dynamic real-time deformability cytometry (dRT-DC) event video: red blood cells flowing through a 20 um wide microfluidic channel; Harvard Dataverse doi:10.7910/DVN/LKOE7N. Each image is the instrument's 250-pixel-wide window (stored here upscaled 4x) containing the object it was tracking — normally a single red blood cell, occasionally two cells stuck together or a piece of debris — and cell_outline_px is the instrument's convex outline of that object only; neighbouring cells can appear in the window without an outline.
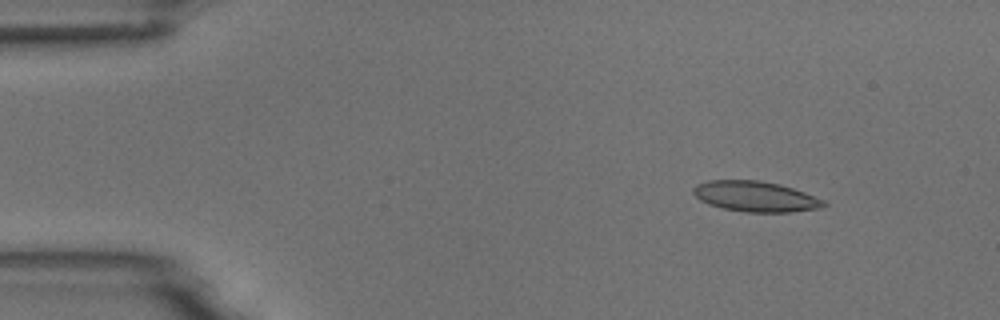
{"species": "common noctule bat (a hibernating species)", "species_latin": "Nyctalus noctula", "temperature_condition": "room temperature", "stored_images_in_passage": 8, "camera_frame_rate_fps": 3000, "um_per_image_px": 0.085, "animal": {"sex": "male", "body_mass_g": 18.8}, "frame": {"image": 1, "passage_image": 2, "time_ms": 1.0, "image_size_px": [1000, 320], "cell_outline_px": [[828, 204], [820, 208], [792, 212], [744, 212], [724, 208], [708, 204], [700, 200], [692, 192], [692, 188], [696, 184], [708, 180], [760, 180], [780, 184], [804, 192], [824, 200]], "centroid_in_image_um": [64.2, 16.69], "position_along_channel_um": 20.8, "area_um2": 23.24}}
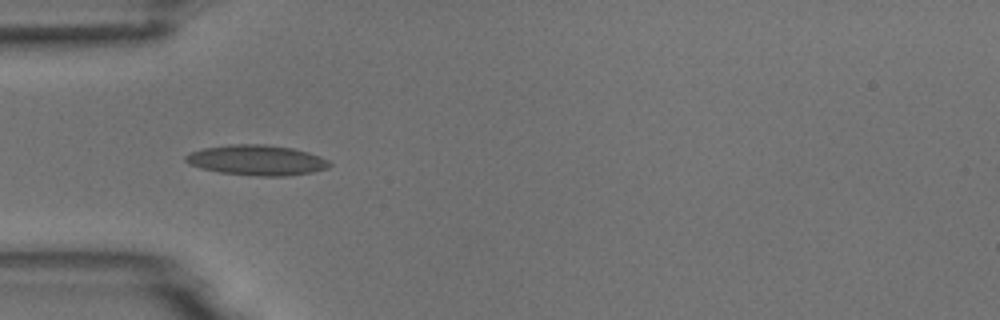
{"frame": {"image": 2, "passage_image": 5, "time_ms": 4.333, "image_size_px": [1000, 320], "cell_outline_px": [[332, 164], [328, 168], [312, 172], [288, 176], [256, 176], [220, 172], [200, 168], [188, 164], [184, 160], [184, 156], [192, 152], [204, 148], [228, 144], [264, 144], [292, 148], [308, 152], [320, 156], [328, 160]], "centroid_in_image_um": [21.83, 13.61], "position_along_channel_um": 63.2, "area_um2": 25.49}}